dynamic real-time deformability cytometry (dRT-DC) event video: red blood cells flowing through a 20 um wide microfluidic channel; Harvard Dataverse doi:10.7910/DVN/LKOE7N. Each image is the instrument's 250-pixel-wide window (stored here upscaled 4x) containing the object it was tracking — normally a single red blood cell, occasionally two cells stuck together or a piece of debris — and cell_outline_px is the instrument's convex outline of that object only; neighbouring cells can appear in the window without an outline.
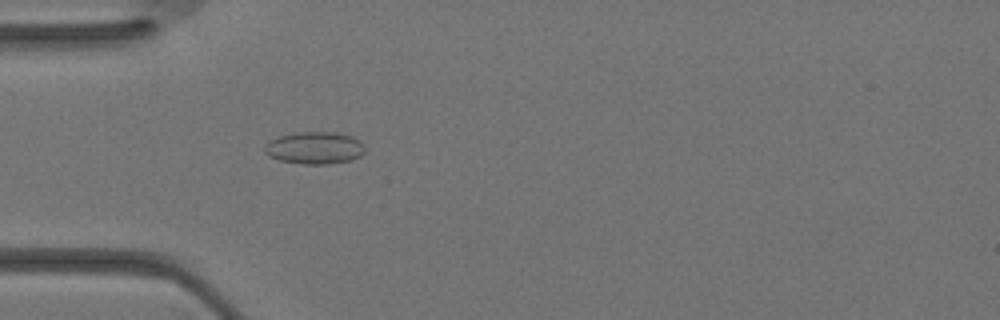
{"species": "Egyptian fruit bat (a non-hibernating species)", "species_latin": "Rousettus aegyptiacus", "temperature_condition": "warm", "stored_images_in_passage": 32, "camera_frame_rate_fps": 3000, "um_per_image_px": 0.085, "animal": {"sex": "female"}, "frame": {"image": 1, "passage_image": 8, "time_ms": 2.333, "image_size_px": [1000, 320], "cell_outline_px": [[364, 152], [360, 156], [348, 160], [328, 164], [304, 164], [280, 160], [268, 156], [264, 152], [264, 144], [280, 136], [292, 132], [332, 132], [352, 136], [364, 148]], "centroid_in_image_um": [26.68, 12.57], "position_along_channel_um": 58.3, "area_um2": 18.61}}
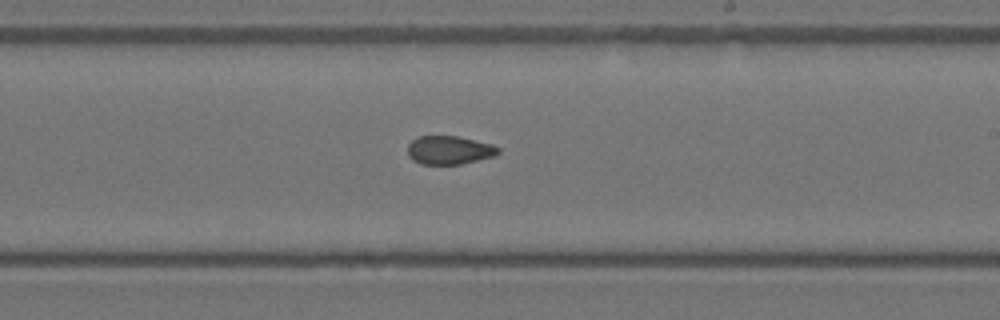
{"frame": {"image": 2, "passage_image": 18, "time_ms": 5.667, "image_size_px": [1000, 320], "cell_outline_px": [[500, 152], [492, 156], [460, 164], [420, 164], [412, 160], [408, 156], [408, 144], [416, 136], [456, 136], [492, 144], [500, 148]], "centroid_in_image_um": [38.14, 12.75], "position_along_channel_um": 250.9, "area_um2": 14.97}}
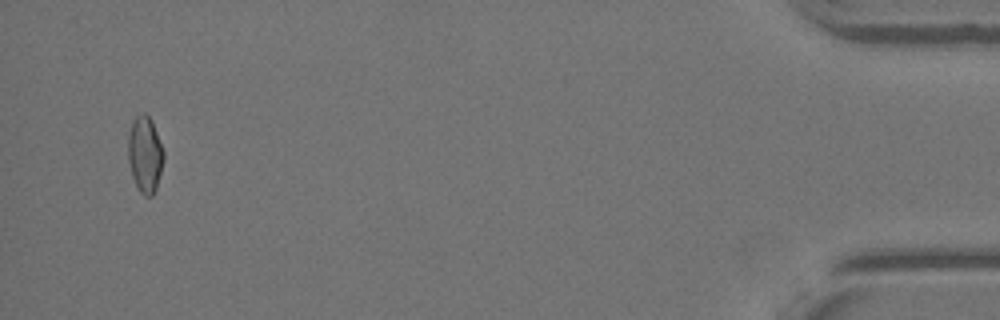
{"frame": {"image": 3, "passage_image": 31, "time_ms": 10.0, "image_size_px": [1000, 320], "cell_outline_px": [[164, 160], [156, 188], [152, 196], [144, 196], [136, 188], [132, 176], [128, 160], [128, 132], [132, 120], [140, 112], [144, 112], [152, 120], [164, 152]], "centroid_in_image_um": [12.31, 13.11], "position_along_channel_um": 422.9, "area_um2": 16.07}}